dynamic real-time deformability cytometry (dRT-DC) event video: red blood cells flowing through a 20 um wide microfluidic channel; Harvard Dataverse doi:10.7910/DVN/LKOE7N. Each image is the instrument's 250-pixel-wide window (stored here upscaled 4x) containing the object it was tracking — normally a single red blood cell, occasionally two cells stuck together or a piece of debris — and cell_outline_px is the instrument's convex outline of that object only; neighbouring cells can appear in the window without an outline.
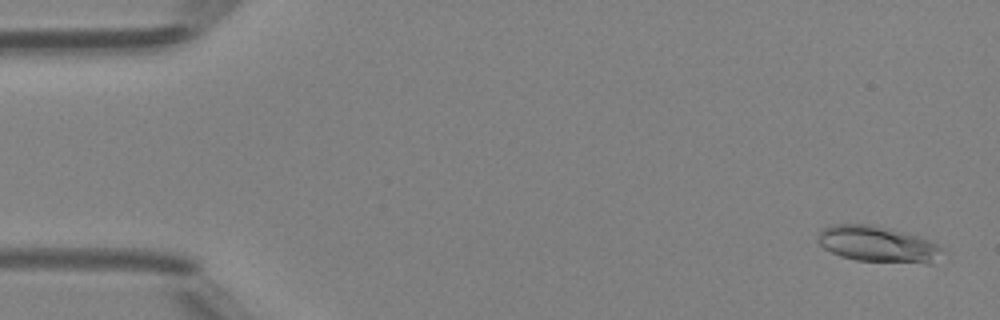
{"species": "Egyptian fruit bat (a non-hibernating species)", "species_latin": "Rousettus aegyptiacus", "temperature_condition": "room temperature", "stored_images_in_passage": 49, "camera_frame_rate_fps": 3000, "um_per_image_px": 0.085, "animal": {"sex": "female"}, "frame": {"image": 1, "passage_image": 2, "time_ms": 0.333, "image_size_px": [1000, 320], "cell_outline_px": [[944, 252], [932, 264], [924, 264], [856, 260], [840, 256], [824, 248], [816, 240], [820, 232], [828, 224], [868, 224], [916, 236], [928, 240], [944, 248]], "centroid_in_image_um": [74.61, 20.78], "position_along_channel_um": 10.4, "area_um2": 26.07}}
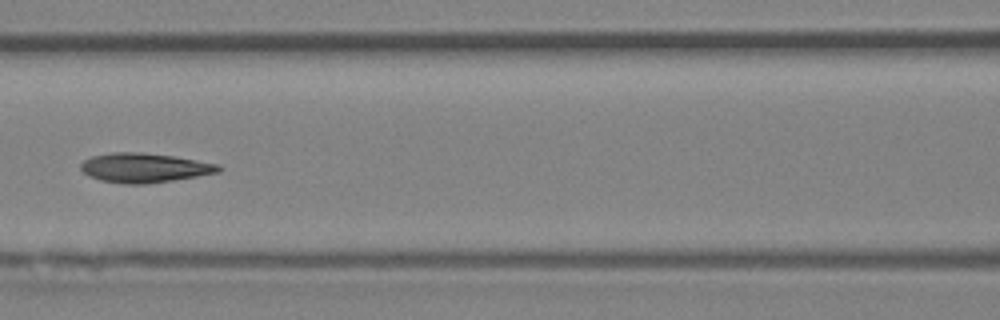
{"frame": {"image": 2, "passage_image": 22, "time_ms": 7.0, "image_size_px": [1000, 320], "cell_outline_px": [[224, 168], [220, 172], [172, 180], [144, 184], [124, 184], [100, 180], [88, 176], [80, 168], [80, 164], [84, 160], [92, 156], [112, 152], [140, 152], [172, 156], [220, 164]], "centroid_in_image_um": [12.27, 14.26], "position_along_channel_um": 154.3, "area_um2": 23.58}}
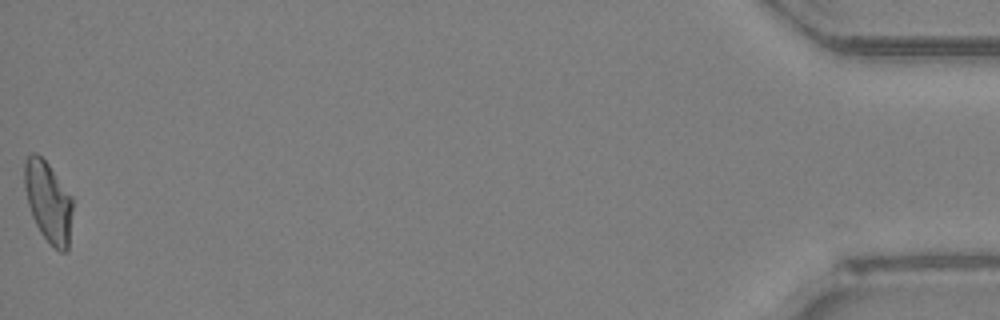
{"frame": {"image": 3, "passage_image": 49, "time_ms": 16.0, "image_size_px": [1000, 320], "cell_outline_px": [[72, 208], [68, 252], [60, 252], [40, 232], [32, 216], [28, 204], [24, 188], [24, 160], [32, 152], [36, 152], [48, 164], [72, 196]], "centroid_in_image_um": [4.09, 17.13], "position_along_channel_um": 431.1, "area_um2": 22.54}, "authors_computed_cell_mechanics": {"area_um2": 23.3512, "velocity_mm_per_s": 4.2081, "shape_relaxation_time_tau1_ms": 7.0854, "shape_relaxation_time_tau2_ms": 1.5292, "deformation_change_tau1": 0.1924, "deformation_change_tau2": 0.0635}}